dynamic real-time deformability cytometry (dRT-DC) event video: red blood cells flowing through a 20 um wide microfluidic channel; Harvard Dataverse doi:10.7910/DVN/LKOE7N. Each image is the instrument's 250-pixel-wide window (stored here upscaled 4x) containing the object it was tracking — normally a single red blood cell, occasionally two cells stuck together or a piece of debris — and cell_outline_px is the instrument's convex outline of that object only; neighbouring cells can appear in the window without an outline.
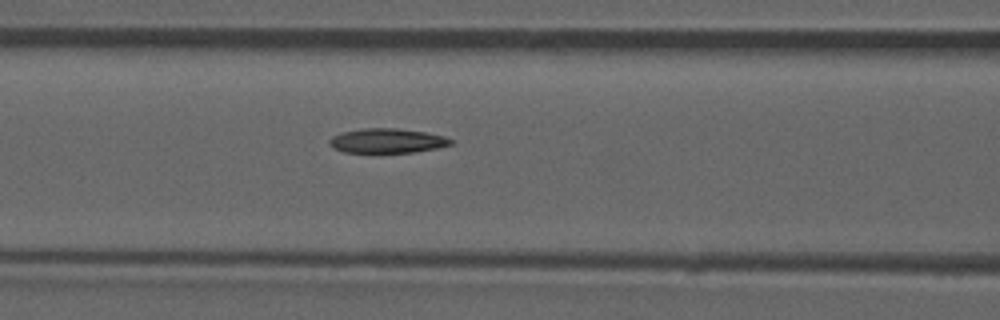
{"species": "common noctule bat (a hibernating species)", "species_latin": "Nyctalus noctula", "temperature_condition": "room temperature", "stored_images_in_passage": 51, "camera_frame_rate_fps": 3000, "um_per_image_px": 0.085, "animal": {"sex": "male", "forearm_length_mm": 52.5}, "frame": {"image": 1, "passage_image": 22, "time_ms": 7.0, "image_size_px": [1000, 320], "cell_outline_px": [[452, 144], [436, 148], [412, 152], [344, 152], [332, 148], [328, 144], [328, 140], [332, 136], [344, 132], [364, 128], [396, 128], [424, 132], [444, 136], [452, 140]], "centroid_in_image_um": [32.86, 11.96], "position_along_channel_um": 133.7, "area_um2": 17.17}}